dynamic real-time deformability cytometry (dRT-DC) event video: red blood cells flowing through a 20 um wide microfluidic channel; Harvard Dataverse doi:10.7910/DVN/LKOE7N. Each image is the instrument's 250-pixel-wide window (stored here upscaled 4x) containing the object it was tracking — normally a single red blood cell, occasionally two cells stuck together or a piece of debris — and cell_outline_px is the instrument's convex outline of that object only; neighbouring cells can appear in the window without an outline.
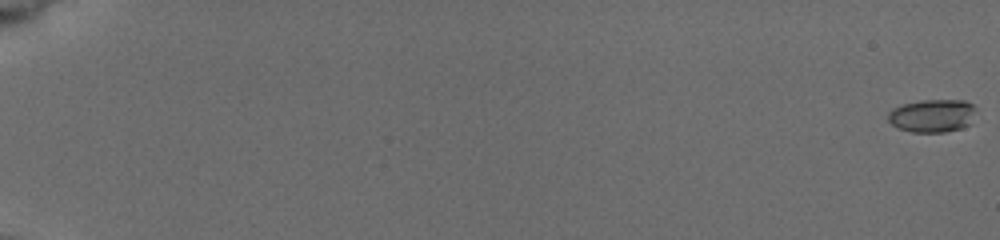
{"species": "common noctule bat (a hibernating species)", "species_latin": "Nyctalus noctula", "temperature_condition": "cold", "stored_images_in_passage": 58, "camera_frame_rate_fps": 3000, "um_per_image_px": 0.085, "animal": {"sex": "female", "body_mass_g": 19.5, "forearm_length_mm": 54.1}, "frame": {"image": 1, "passage_image": 1, "time_ms": 0.0, "image_size_px": [1000, 240], "cell_outline_px": [[976, 108], [968, 124], [960, 128], [944, 132], [912, 132], [900, 128], [892, 124], [888, 120], [888, 112], [892, 108], [904, 104], [920, 100], [964, 100], [972, 104]], "centroid_in_image_um": [79.22, 9.82], "position_along_channel_um": 5.8, "area_um2": 16.7}}
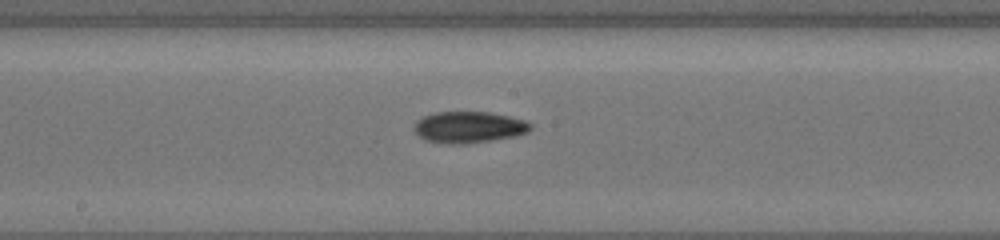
{"frame": {"image": 2, "passage_image": 32, "time_ms": 11.0, "image_size_px": [1000, 240], "cell_outline_px": [[532, 128], [528, 132], [516, 136], [492, 140], [464, 144], [452, 144], [428, 140], [420, 136], [416, 132], [416, 120], [420, 116], [432, 112], [492, 112], [524, 120], [532, 124]], "centroid_in_image_um": [39.88, 10.79], "position_along_channel_um": 208.3, "area_um2": 21.27}}
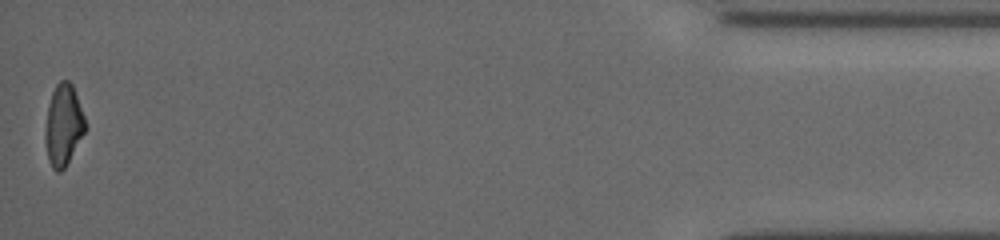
{"frame": {"image": 3, "passage_image": 58, "time_ms": 18.667, "image_size_px": [1000, 240], "cell_outline_px": [[88, 128], [64, 168], [60, 172], [56, 172], [52, 168], [48, 160], [44, 136], [44, 132], [48, 104], [52, 92], [56, 84], [60, 80], [68, 80], [72, 84], [84, 116]], "centroid_in_image_um": [5.38, 10.64], "position_along_channel_um": 429.8, "area_um2": 19.13}, "authors_computed_cell_mechanics": {"area_um2": 18.9295, "velocity_mm_per_s": 3.8643, "shape_relaxation_time_tau1_ms": 3.1067, "shape_relaxation_time_tau2_ms": 10.4744, "deformation_change_tau1": 0.138, "deformation_change_tau2": 0.1986}}